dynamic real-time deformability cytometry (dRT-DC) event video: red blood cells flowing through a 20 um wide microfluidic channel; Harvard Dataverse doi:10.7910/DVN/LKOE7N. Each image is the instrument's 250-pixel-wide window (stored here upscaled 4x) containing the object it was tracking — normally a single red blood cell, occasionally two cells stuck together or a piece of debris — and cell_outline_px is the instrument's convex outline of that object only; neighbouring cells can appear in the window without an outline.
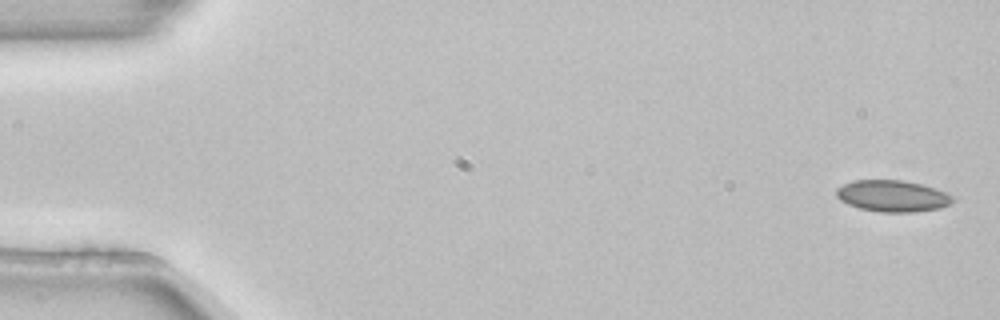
{"species": "common noctule bat (a hibernating species)", "species_latin": "Nyctalus noctula", "temperature_condition": "room temperature", "stored_images_in_passage": 3, "camera_frame_rate_fps": 3000, "um_per_image_px": 0.085, "animal": {"sex": "female", "body_mass_g": 22.7, "forearm_length_mm": 54.2}, "frame": {"image": 1, "passage_image": 1, "time_ms": 0.0, "image_size_px": [1000, 320], "cell_outline_px": [[956, 200], [940, 208], [916, 212], [880, 212], [860, 208], [848, 204], [840, 200], [836, 196], [836, 188], [852, 180], [904, 180], [936, 188], [952, 196]], "centroid_in_image_um": [75.85, 16.66], "position_along_channel_um": 9.1, "area_um2": 21.39}}